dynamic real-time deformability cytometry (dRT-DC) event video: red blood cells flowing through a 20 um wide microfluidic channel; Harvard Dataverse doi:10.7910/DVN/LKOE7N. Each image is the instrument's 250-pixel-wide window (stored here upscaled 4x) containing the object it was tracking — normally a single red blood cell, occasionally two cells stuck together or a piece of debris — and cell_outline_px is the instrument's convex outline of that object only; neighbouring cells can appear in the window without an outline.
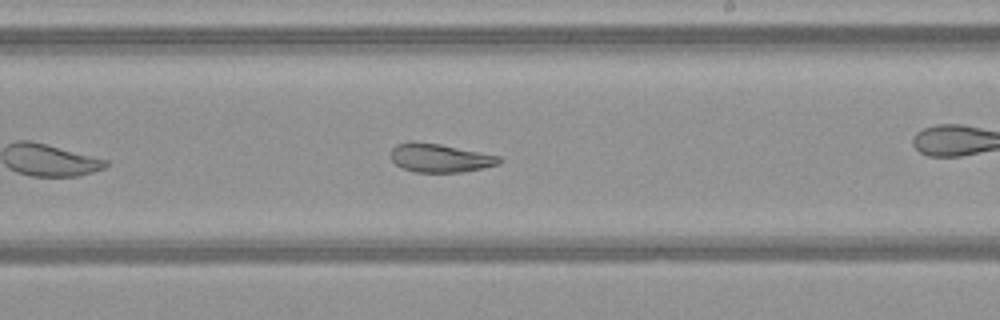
{"species": "common noctule bat (a hibernating species)", "species_latin": "Nyctalus noctula", "temperature_condition": "warm", "stored_images_in_passage": 38, "camera_frame_rate_fps": 3000, "um_per_image_px": 0.085, "animal": {"sex": "female", "body_mass_g": 21.9}, "frame": {"image": 1, "passage_image": 17, "time_ms": 5.333, "image_size_px": [1000, 320], "cell_outline_px": [[504, 160], [500, 164], [460, 172], [416, 172], [404, 168], [396, 164], [392, 160], [392, 148], [396, 144], [412, 140], [440, 144], [500, 156]], "centroid_in_image_um": [37.4, 13.41], "position_along_channel_um": 251.6, "area_um2": 17.98}, "authors_computed_cell_mechanics": {"area_um2": 20.9236, "velocity_mm_per_s": 4.0888, "shape_relaxation_time_tau1_ms": 8.6564, "shape_relaxation_time_tau2_ms": 1.7738, "deformation_change_tau1": 0.1891, "deformation_change_tau2": 0.0841}}